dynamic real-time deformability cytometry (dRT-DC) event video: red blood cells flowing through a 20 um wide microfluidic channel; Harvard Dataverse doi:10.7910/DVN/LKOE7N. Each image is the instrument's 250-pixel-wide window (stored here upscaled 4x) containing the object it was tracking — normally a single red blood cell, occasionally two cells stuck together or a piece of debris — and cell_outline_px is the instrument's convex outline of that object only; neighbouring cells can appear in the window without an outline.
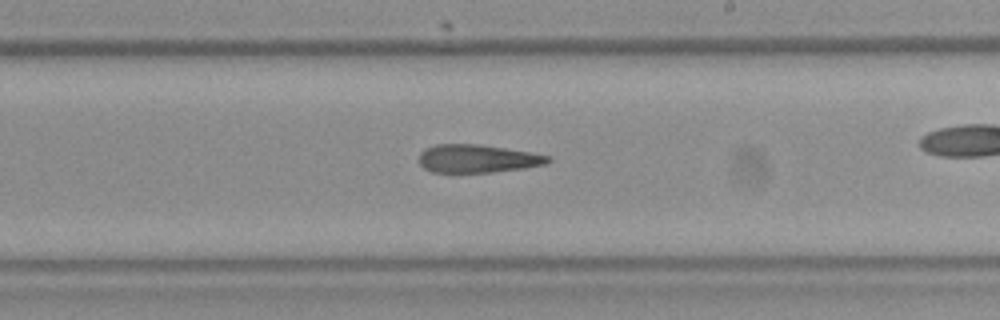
{"species": "Egyptian fruit bat (a non-hibernating species)", "species_latin": "Rousettus aegyptiacus", "temperature_condition": "room temperature", "stored_images_in_passage": 25, "camera_frame_rate_fps": 3000, "um_per_image_px": 0.085, "frame": {"image": 1, "passage_image": 15, "time_ms": 4.667, "image_size_px": [1000, 320], "cell_outline_px": [[552, 160], [544, 164], [524, 168], [492, 172], [432, 172], [424, 168], [420, 164], [420, 152], [424, 148], [436, 144], [476, 144], [504, 148], [552, 156]], "centroid_in_image_um": [40.57, 13.48], "position_along_channel_um": 248.4, "area_um2": 20.98}}
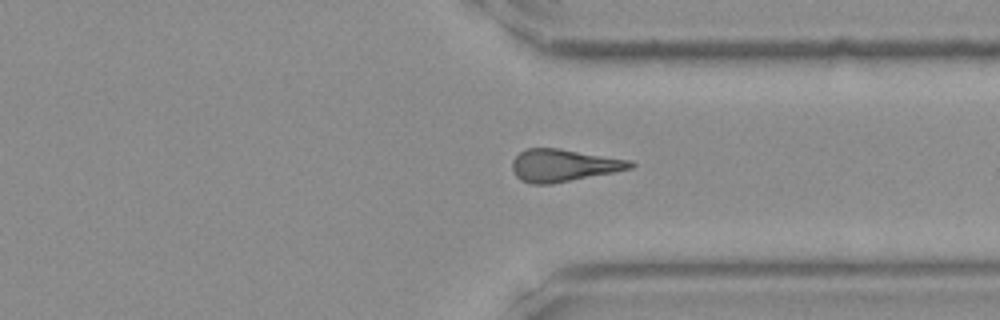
{"frame": {"image": 2, "passage_image": 22, "time_ms": 7.0, "image_size_px": [1000, 320], "cell_outline_px": [[636, 164], [632, 168], [616, 172], [552, 184], [532, 184], [520, 180], [516, 176], [512, 168], [512, 160], [524, 148], [560, 148], [632, 160]], "centroid_in_image_um": [47.92, 14.05], "position_along_channel_um": 363.5, "area_um2": 22.6}}